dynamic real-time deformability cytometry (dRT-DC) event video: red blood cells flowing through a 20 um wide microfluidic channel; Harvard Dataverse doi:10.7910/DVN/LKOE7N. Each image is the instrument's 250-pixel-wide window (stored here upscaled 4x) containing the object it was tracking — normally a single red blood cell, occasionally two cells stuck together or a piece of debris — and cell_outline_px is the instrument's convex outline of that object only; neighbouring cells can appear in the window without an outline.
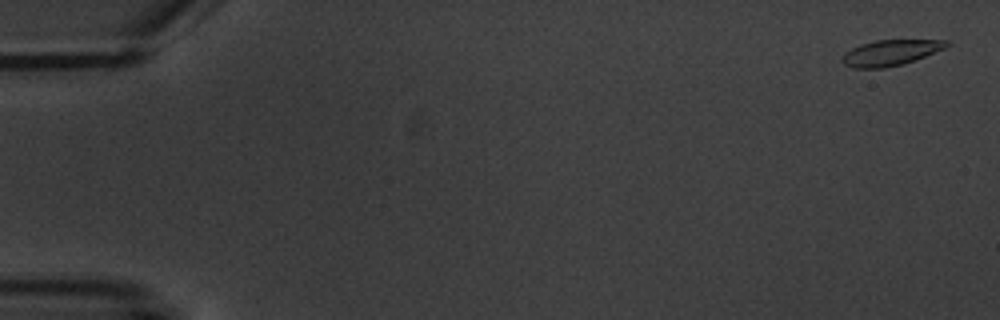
{"species": "common noctule bat (a hibernating species)", "species_latin": "Nyctalus noctula", "temperature_condition": "warm", "stored_images_in_passage": 6, "camera_frame_rate_fps": 3000, "um_per_image_px": 0.085, "animal": {"sex": "male", "body_mass_g": 20.1, "forearm_length_mm": 53.5}, "frame": {"image": 1, "passage_image": 1, "time_ms": 0.0, "image_size_px": [1000, 320], "cell_outline_px": [[952, 44], [944, 48], [904, 64], [884, 68], [852, 68], [844, 64], [840, 60], [852, 48], [860, 44], [876, 40], [948, 40]], "centroid_in_image_um": [75.7, 4.48], "position_along_channel_um": 9.3, "area_um2": 15.49}}
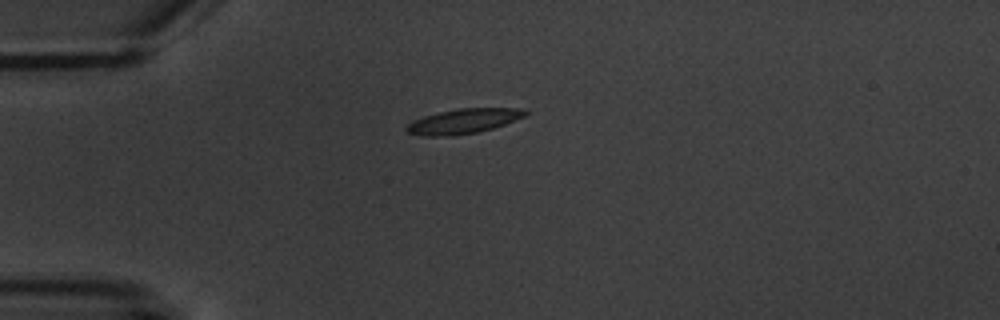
{"frame": {"image": 2, "passage_image": 5, "time_ms": 4.667, "image_size_px": [1000, 320], "cell_outline_px": [[532, 112], [524, 116], [504, 124], [492, 128], [476, 132], [448, 136], [428, 136], [408, 132], [404, 128], [408, 124], [424, 116], [456, 108], [524, 108]], "centroid_in_image_um": [39.45, 10.28], "position_along_channel_um": 45.6, "area_um2": 16.94}}